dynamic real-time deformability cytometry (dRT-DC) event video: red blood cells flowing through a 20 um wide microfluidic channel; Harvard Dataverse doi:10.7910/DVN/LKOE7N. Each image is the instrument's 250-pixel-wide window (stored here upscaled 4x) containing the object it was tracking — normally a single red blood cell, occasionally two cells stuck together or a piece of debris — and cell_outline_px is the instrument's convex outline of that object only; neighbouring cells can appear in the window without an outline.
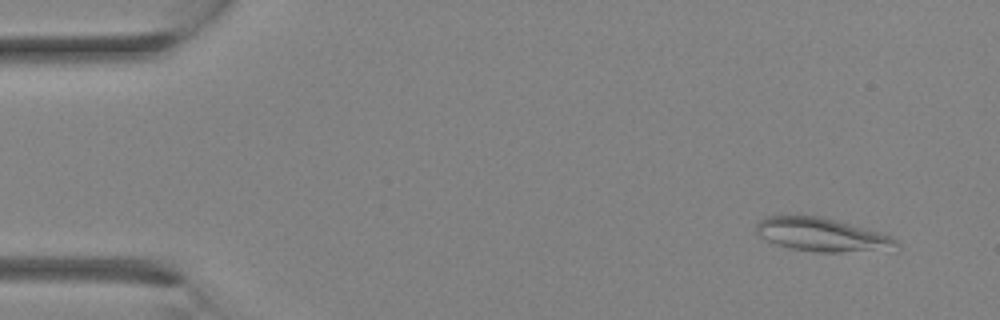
{"species": "Egyptian fruit bat (a non-hibernating species)", "species_latin": "Rousettus aegyptiacus", "temperature_condition": "room temperature", "stored_images_in_passage": 3, "camera_frame_rate_fps": 3000, "um_per_image_px": 0.085, "animal": {"sex": "female"}, "frame": {"image": 1, "passage_image": 1, "time_ms": 0.0, "image_size_px": [1000, 320], "cell_outline_px": [[900, 248], [840, 252], [816, 252], [792, 248], [776, 244], [756, 236], [756, 224], [764, 216], [820, 216], [836, 220], [864, 228], [888, 236], [896, 240], [900, 244]], "centroid_in_image_um": [69.78, 19.95], "position_along_channel_um": 15.2, "area_um2": 26.93}}